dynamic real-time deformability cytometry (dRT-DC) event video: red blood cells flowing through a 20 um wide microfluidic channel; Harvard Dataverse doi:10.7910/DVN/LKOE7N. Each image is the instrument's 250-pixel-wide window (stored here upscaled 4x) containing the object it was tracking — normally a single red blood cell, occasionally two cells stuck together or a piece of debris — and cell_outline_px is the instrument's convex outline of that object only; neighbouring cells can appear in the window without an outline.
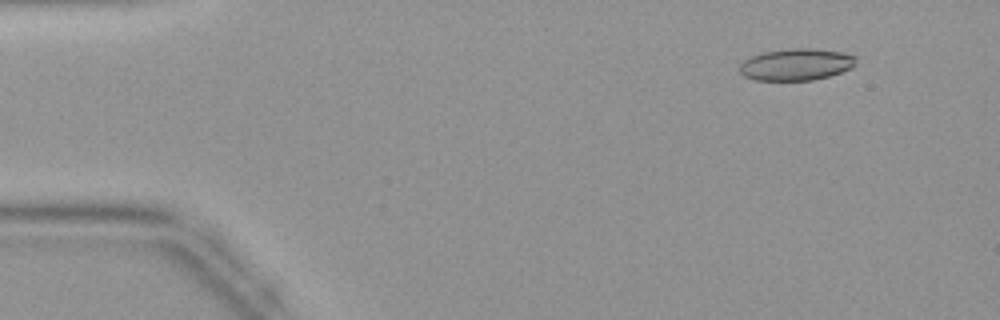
{"species": "common noctule bat (a hibernating species)", "species_latin": "Nyctalus noctula", "temperature_condition": "warm", "stored_images_in_passage": 40, "camera_frame_rate_fps": 3000, "um_per_image_px": 0.085, "animal": {"sex": "female", "body_mass_g": 19.9}, "frame": {"image": 1, "passage_image": 1, "time_ms": 0.0, "image_size_px": [1000, 320], "cell_outline_px": [[856, 56], [852, 68], [828, 76], [812, 80], [756, 80], [744, 76], [736, 68], [744, 60], [752, 56], [764, 52], [788, 48], [816, 48], [840, 52]], "centroid_in_image_um": [67.63, 5.47], "position_along_channel_um": 17.4, "area_um2": 21.56}}
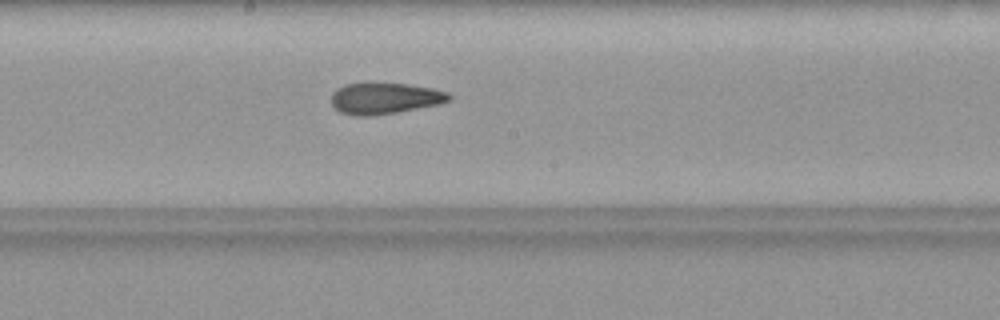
{"frame": {"image": 2, "passage_image": 20, "time_ms": 6.333, "image_size_px": [1000, 320], "cell_outline_px": [[452, 100], [440, 104], [396, 112], [372, 116], [356, 116], [340, 112], [332, 104], [332, 92], [336, 88], [344, 84], [368, 80], [408, 84], [432, 88], [448, 92], [452, 96]], "centroid_in_image_um": [32.69, 8.31], "position_along_channel_um": 215.5, "area_um2": 22.25}}
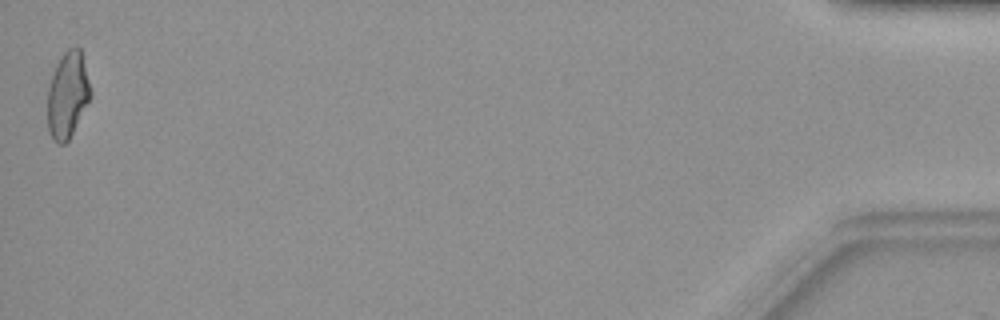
{"frame": {"image": 3, "passage_image": 40, "time_ms": 13.0, "image_size_px": [1000, 320], "cell_outline_px": [[92, 96], [68, 140], [64, 144], [56, 144], [52, 140], [48, 132], [48, 88], [52, 72], [56, 64], [64, 52], [68, 48], [76, 44], [80, 48], [92, 92]], "centroid_in_image_um": [5.74, 8.06], "position_along_channel_um": 429.5, "area_um2": 21.79}}